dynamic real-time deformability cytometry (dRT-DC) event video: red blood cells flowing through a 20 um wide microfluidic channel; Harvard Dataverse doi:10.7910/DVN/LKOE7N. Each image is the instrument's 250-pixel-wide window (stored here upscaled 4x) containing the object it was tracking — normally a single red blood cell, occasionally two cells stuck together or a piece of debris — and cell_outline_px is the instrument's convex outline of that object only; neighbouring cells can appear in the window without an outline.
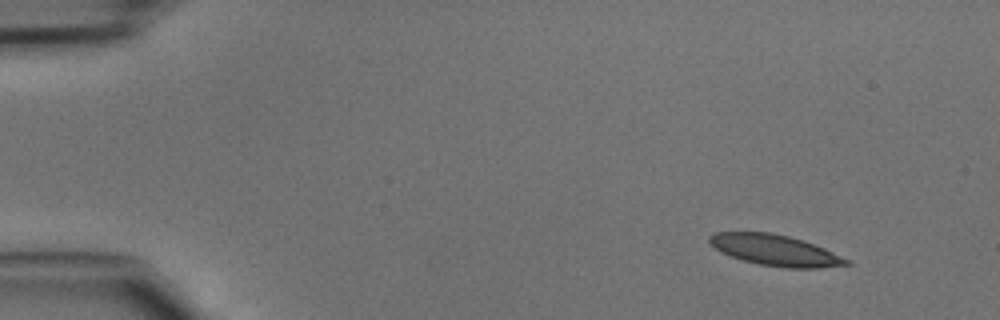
{"species": "common noctule bat (a hibernating species)", "species_latin": "Nyctalus noctula", "temperature_condition": "cold", "stored_images_in_passage": 42, "camera_frame_rate_fps": 3000, "um_per_image_px": 0.085, "animal": {"sex": "male", "body_mass_g": 15.6}, "frame": {"image": 1, "passage_image": 1, "time_ms": 0.0, "image_size_px": [1000, 320], "cell_outline_px": [[852, 264], [820, 268], [784, 268], [760, 264], [744, 260], [720, 252], [708, 240], [708, 236], [716, 232], [768, 232], [788, 236], [804, 240], [824, 248], [852, 260]], "centroid_in_image_um": [65.94, 21.27], "position_along_channel_um": 19.1, "area_um2": 24.68}}
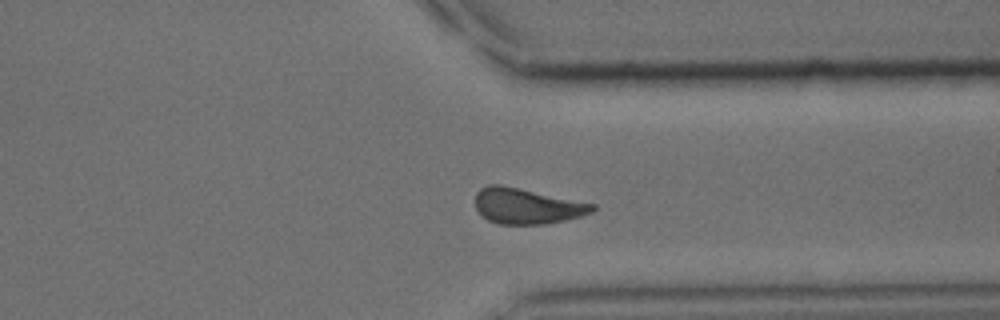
{"frame": {"image": 2, "passage_image": 32, "time_ms": 10.333, "image_size_px": [1000, 320], "cell_outline_px": [[596, 208], [592, 212], [580, 216], [564, 220], [544, 224], [500, 224], [488, 220], [476, 208], [476, 192], [480, 188], [488, 184], [500, 184], [596, 204]], "centroid_in_image_um": [44.78, 17.5], "position_along_channel_um": 366.6, "area_um2": 24.16}}
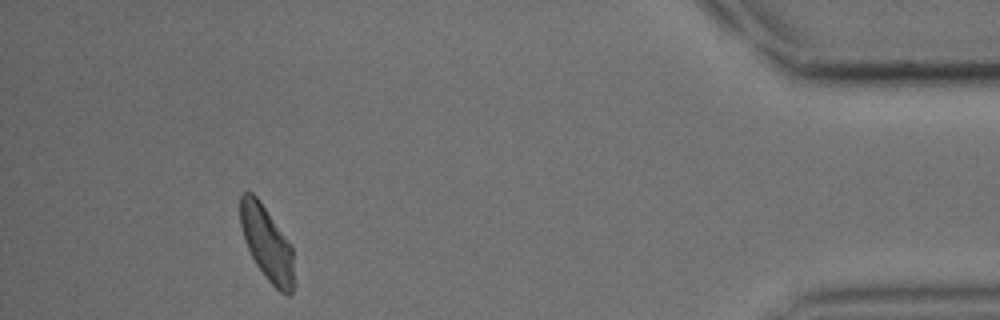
{"frame": {"image": 3, "passage_image": 39, "time_ms": 12.667, "image_size_px": [1000, 320], "cell_outline_px": [[292, 292], [288, 296], [280, 292], [264, 276], [256, 264], [244, 240], [240, 224], [240, 196], [244, 192], [252, 192], [260, 200], [292, 244]], "centroid_in_image_um": [22.66, 20.64], "position_along_channel_um": 412.5, "area_um2": 23.12}}